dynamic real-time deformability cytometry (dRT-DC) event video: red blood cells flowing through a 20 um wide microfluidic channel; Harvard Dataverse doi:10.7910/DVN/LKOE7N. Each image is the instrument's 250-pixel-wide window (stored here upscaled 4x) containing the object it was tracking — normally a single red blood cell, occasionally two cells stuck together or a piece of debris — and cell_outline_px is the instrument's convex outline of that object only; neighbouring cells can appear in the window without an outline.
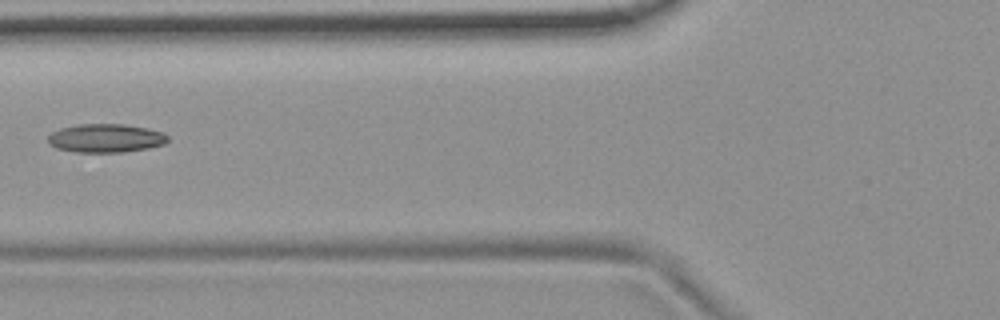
{"species": "common noctule bat (a hibernating species)", "species_latin": "Nyctalus noctula", "temperature_condition": "room temperature", "stored_images_in_passage": 8, "camera_frame_rate_fps": 3000, "um_per_image_px": 0.085, "animal": {"sex": "female", "body_mass_g": 19.9}, "frame": {"image": 1, "passage_image": 7, "time_ms": 7.0, "image_size_px": [1000, 320], "cell_outline_px": [[168, 140], [164, 144], [148, 148], [124, 152], [76, 152], [56, 148], [48, 144], [48, 136], [52, 132], [60, 128], [76, 124], [124, 124], [148, 128], [164, 132], [168, 136]], "centroid_in_image_um": [8.99, 11.74], "position_along_channel_um": 116.8, "area_um2": 20.11}}
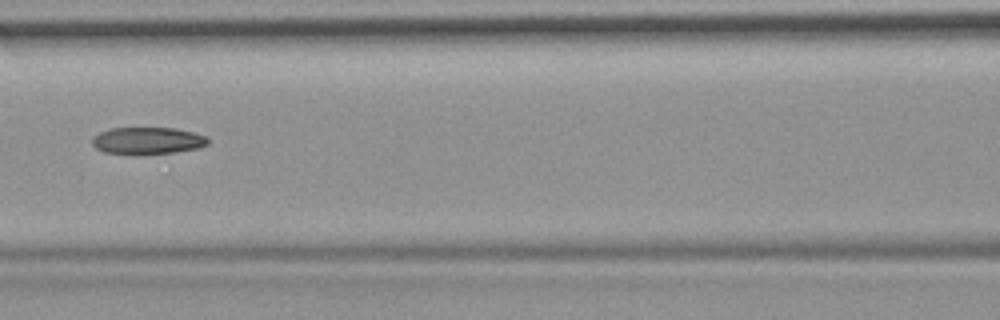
{"frame": {"image": 2, "passage_image": 8, "time_ms": 8.0, "image_size_px": [1000, 320], "cell_outline_px": [[208, 144], [200, 148], [176, 152], [144, 156], [136, 156], [104, 152], [96, 148], [92, 144], [92, 136], [108, 128], [176, 128], [208, 136]], "centroid_in_image_um": [12.53, 11.99], "position_along_channel_um": 154.1, "area_um2": 18.9}}